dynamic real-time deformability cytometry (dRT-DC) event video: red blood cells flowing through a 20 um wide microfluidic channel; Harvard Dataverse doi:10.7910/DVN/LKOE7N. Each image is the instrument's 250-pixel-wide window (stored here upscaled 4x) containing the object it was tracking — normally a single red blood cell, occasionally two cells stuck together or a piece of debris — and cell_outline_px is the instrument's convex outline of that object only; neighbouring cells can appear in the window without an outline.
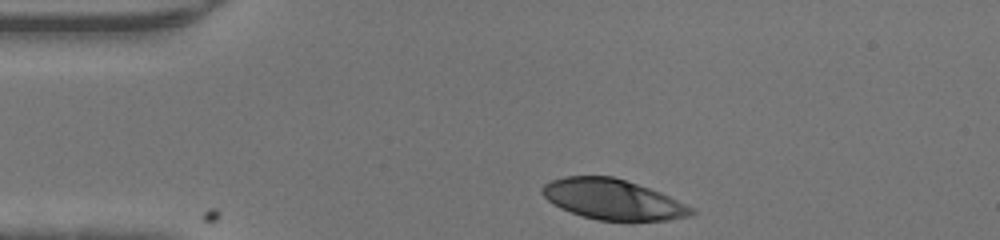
{"species": "human", "species_latin": "Homo sapiens", "temperature_condition": "warm", "stored_images_in_passage": 14, "camera_frame_rate_fps": 3000, "um_per_image_px": 0.085, "donor": {"sex": "male"}, "frame": {"image": 1, "passage_image": 1, "time_ms": 0.0, "image_size_px": [1000, 240], "cell_outline_px": [[696, 212], [688, 216], [668, 220], [632, 224], [596, 220], [560, 208], [548, 200], [540, 192], [540, 188], [544, 184], [552, 180], [564, 176], [612, 176], [660, 192], [692, 208]], "centroid_in_image_um": [52.08, 17.0], "position_along_channel_um": 32.9, "area_um2": 35.55}}
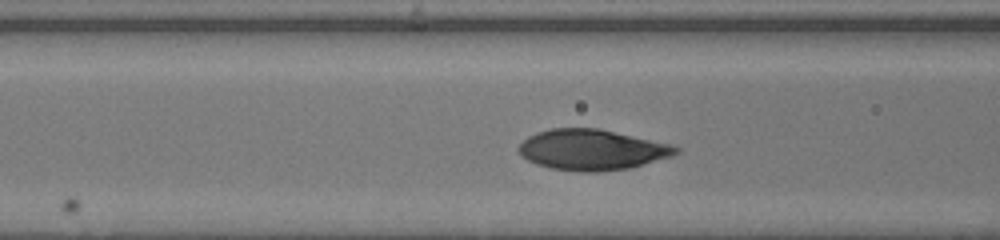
{"frame": {"image": 2, "passage_image": 10, "time_ms": 3.0, "image_size_px": [1000, 240], "cell_outline_px": [[680, 152], [672, 156], [632, 168], [596, 172], [580, 172], [552, 168], [536, 164], [520, 156], [520, 144], [528, 136], [536, 132], [552, 128], [600, 128], [672, 144], [680, 148]], "centroid_in_image_um": [50.36, 12.73], "position_along_channel_um": 116.2, "area_um2": 37.45}}
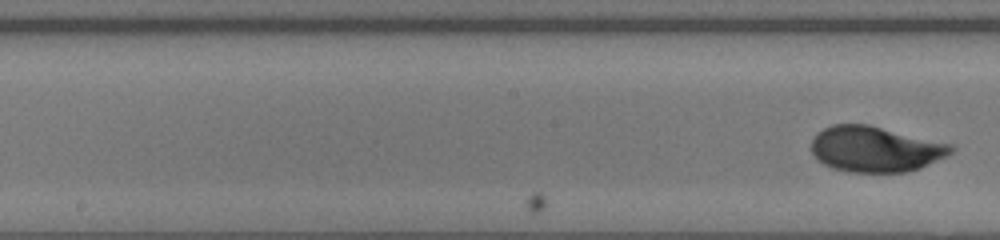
{"frame": {"image": 3, "passage_image": 14, "time_ms": 4.333, "image_size_px": [1000, 240], "cell_outline_px": [[956, 148], [948, 156], [920, 168], [904, 172], [848, 172], [832, 168], [824, 164], [812, 152], [812, 140], [824, 128], [832, 124], [868, 124], [952, 144]], "centroid_in_image_um": [74.44, 12.67], "position_along_channel_um": 173.8, "area_um2": 37.05}}